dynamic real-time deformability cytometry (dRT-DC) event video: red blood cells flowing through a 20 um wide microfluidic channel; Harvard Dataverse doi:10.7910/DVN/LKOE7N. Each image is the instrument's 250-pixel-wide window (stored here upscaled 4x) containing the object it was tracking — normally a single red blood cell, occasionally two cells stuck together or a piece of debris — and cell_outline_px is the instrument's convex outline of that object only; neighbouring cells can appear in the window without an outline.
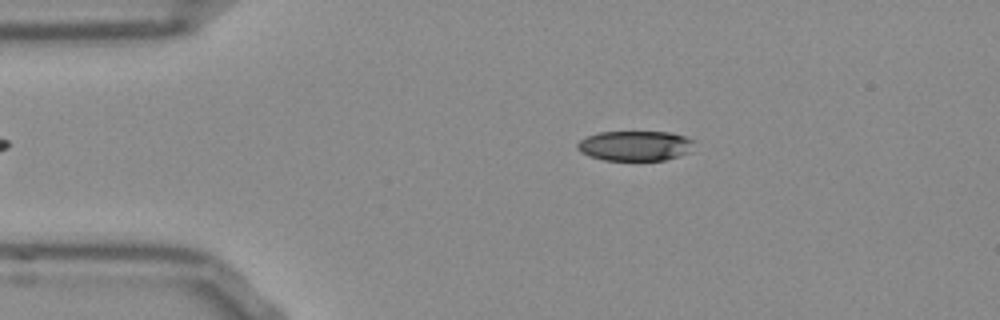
{"species": "Egyptian fruit bat (a non-hibernating species)", "species_latin": "Rousettus aegyptiacus", "temperature_condition": "room temperature", "stored_images_in_passage": 45, "camera_frame_rate_fps": 3000, "um_per_image_px": 0.085, "frame": {"image": 1, "passage_image": 9, "time_ms": 2.667, "image_size_px": [1000, 320], "cell_outline_px": [[692, 140], [688, 152], [664, 160], [604, 160], [588, 156], [580, 152], [576, 148], [576, 144], [580, 140], [588, 136], [600, 132], [672, 132], [684, 136]], "centroid_in_image_um": [53.9, 12.39], "position_along_channel_um": 31.1, "area_um2": 20.17}}
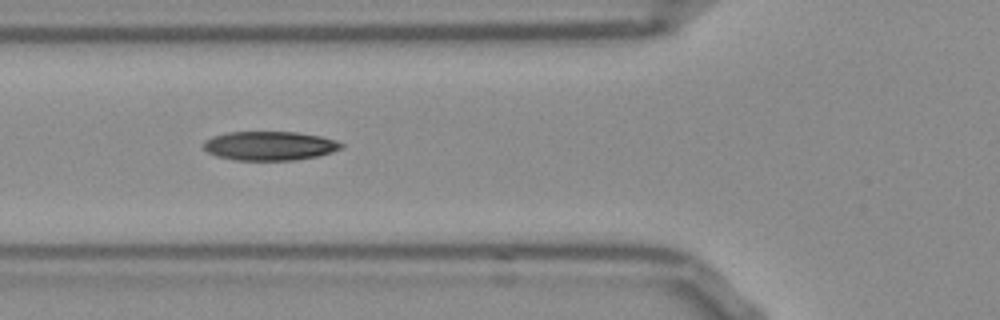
{"frame": {"image": 2, "passage_image": 18, "time_ms": 5.667, "image_size_px": [1000, 320], "cell_outline_px": [[344, 148], [332, 152], [316, 156], [296, 160], [236, 160], [216, 156], [208, 152], [204, 148], [204, 140], [212, 136], [228, 132], [296, 132], [320, 136], [336, 140], [344, 144]], "centroid_in_image_um": [22.93, 12.39], "position_along_channel_um": 102.9, "area_um2": 23.35}}
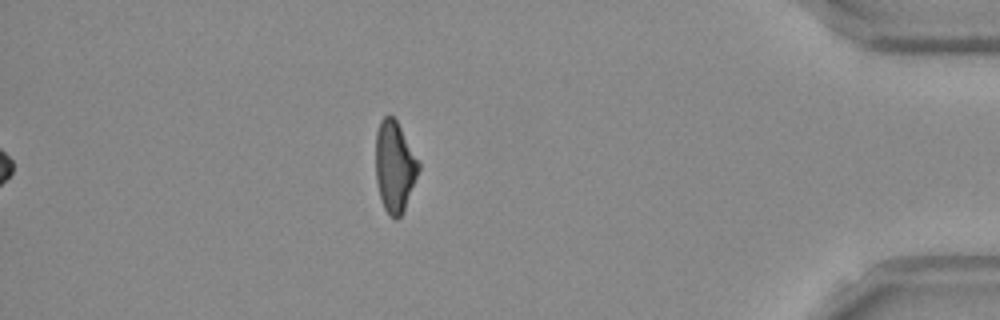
{"frame": {"image": 3, "passage_image": 45, "time_ms": 14.667, "image_size_px": [1000, 320], "cell_outline_px": [[420, 168], [404, 208], [400, 216], [396, 220], [388, 216], [384, 208], [380, 196], [376, 180], [376, 132], [380, 120], [384, 116], [392, 116], [396, 120], [420, 164]], "centroid_in_image_um": [33.52, 14.16], "position_along_channel_um": 401.7, "area_um2": 22.37}, "authors_computed_cell_mechanics": {"area_um2": 23.2356, "velocity_mm_per_s": 3.8333, "shape_relaxation_time_tau1_ms": 8.8046, "shape_relaxation_time_tau2_ms": 5.6549, "deformation_change_tau1": 0.2348, "deformation_change_tau2": 0.1039}}